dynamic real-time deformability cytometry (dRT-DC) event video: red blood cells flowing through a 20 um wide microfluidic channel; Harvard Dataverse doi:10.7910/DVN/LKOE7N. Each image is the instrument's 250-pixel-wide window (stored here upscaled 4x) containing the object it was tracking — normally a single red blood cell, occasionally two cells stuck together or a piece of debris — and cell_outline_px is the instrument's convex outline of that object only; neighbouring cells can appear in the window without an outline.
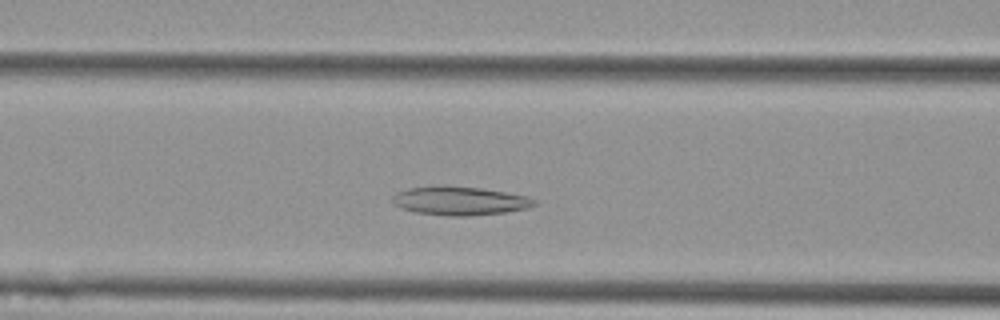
{"species": "Egyptian fruit bat (a non-hibernating species)", "species_latin": "Rousettus aegyptiacus", "temperature_condition": "cold", "stored_images_in_passage": 46, "camera_frame_rate_fps": 3000, "um_per_image_px": 0.085, "animal": {"sex": "female"}, "frame": {"image": 1, "passage_image": 14, "time_ms": 4.333, "image_size_px": [1000, 320], "cell_outline_px": [[536, 204], [528, 208], [508, 212], [468, 216], [448, 216], [416, 212], [400, 208], [392, 204], [392, 196], [396, 192], [408, 188], [480, 188], [528, 196], [536, 200]], "centroid_in_image_um": [39.1, 17.11], "position_along_channel_um": 127.5, "area_um2": 23.06}}
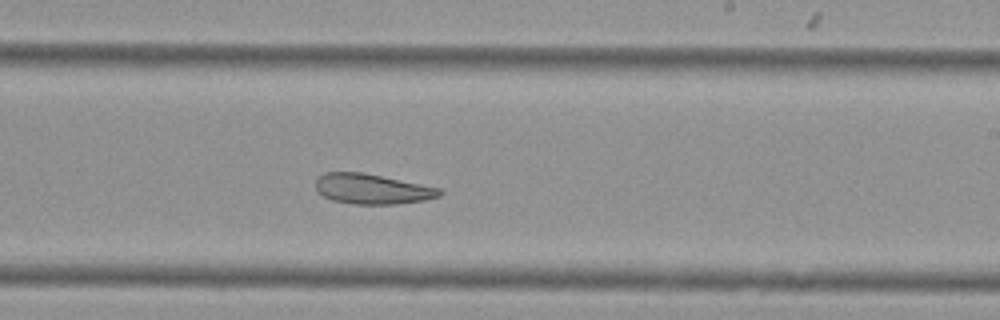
{"frame": {"image": 2, "passage_image": 25, "time_ms": 8.0, "image_size_px": [1000, 320], "cell_outline_px": [[444, 192], [440, 196], [424, 200], [396, 204], [352, 204], [332, 200], [316, 192], [316, 180], [324, 172], [364, 172], [440, 188]], "centroid_in_image_um": [31.62, 16.06], "position_along_channel_um": 257.4, "area_um2": 21.85}}
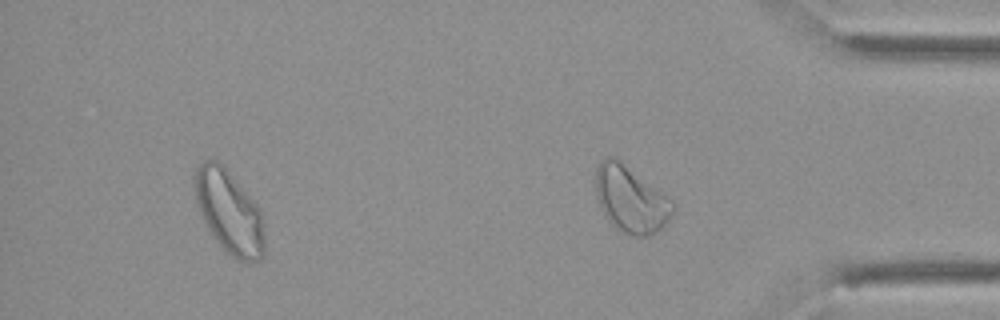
{"frame": {"image": 3, "passage_image": 44, "time_ms": 14.333, "image_size_px": [1000, 320], "cell_outline_px": [[264, 256], [260, 260], [248, 264], [244, 264], [236, 260], [224, 252], [204, 224], [196, 204], [192, 180], [196, 168], [204, 160], [216, 160], [224, 164], [256, 204], [260, 212], [264, 224]], "centroid_in_image_um": [19.45, 18.05], "position_along_channel_um": 415.7, "area_um2": 34.85}, "authors_computed_cell_mechanics": {"area_um2": 25.143, "velocity_mm_per_s": 3.5657, "shape_relaxation_time_tau1_ms": null, "shape_relaxation_time_tau2_ms": 5.9793, "deformation_change_tau1": null, "deformation_change_tau2": 0.1474}}